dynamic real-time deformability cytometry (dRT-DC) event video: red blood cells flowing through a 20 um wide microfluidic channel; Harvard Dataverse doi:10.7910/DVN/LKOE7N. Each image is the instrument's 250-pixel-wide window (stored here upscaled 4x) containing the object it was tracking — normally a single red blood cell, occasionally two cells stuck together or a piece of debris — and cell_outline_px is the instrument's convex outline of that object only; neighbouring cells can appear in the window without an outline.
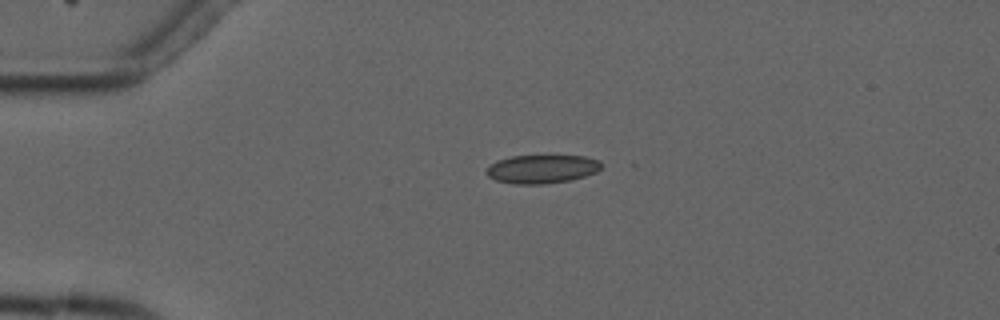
{"species": "common noctule bat (a hibernating species)", "species_latin": "Nyctalus noctula", "temperature_condition": "cold", "stored_images_in_passage": 4, "camera_frame_rate_fps": 3000, "um_per_image_px": 0.085, "animal": {"sex": "male", "forearm_length_mm": 52.5}, "frame": {"image": 1, "passage_image": 3, "time_ms": 3.333, "image_size_px": [1000, 320], "cell_outline_px": [[600, 168], [596, 172], [572, 180], [544, 184], [516, 184], [496, 180], [488, 176], [484, 172], [496, 160], [512, 156], [548, 152], [584, 156], [600, 160]], "centroid_in_image_um": [46.08, 14.31], "position_along_channel_um": 38.9, "area_um2": 20.06}}